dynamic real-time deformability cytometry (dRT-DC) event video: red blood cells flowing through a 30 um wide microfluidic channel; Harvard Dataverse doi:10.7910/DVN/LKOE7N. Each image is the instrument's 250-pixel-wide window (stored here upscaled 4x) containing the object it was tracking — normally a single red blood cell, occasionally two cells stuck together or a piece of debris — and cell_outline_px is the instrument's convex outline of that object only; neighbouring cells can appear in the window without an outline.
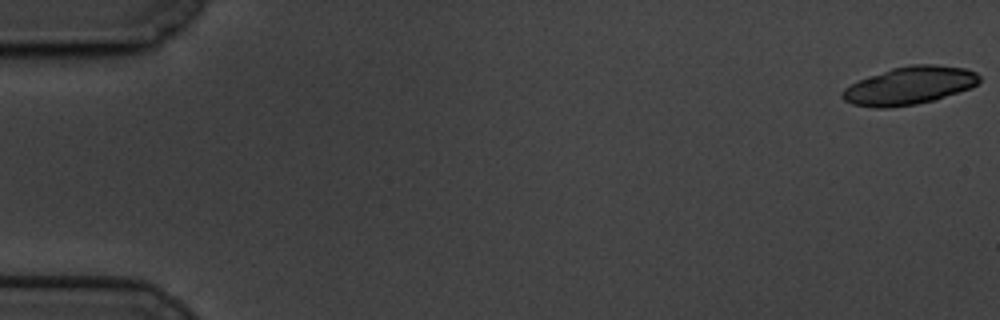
{"species": "common noctule bat (a hibernating species)", "species_latin": "Nyctalus noctula", "temperature_condition": "cold", "stored_images_in_passage": 28, "camera_frame_rate_fps": 3000, "um_per_image_px": 0.085, "animal": {"sex": "male", "body_mass_g": 19.5, "forearm_length_mm": 54.6}, "frame": {"image": 1, "passage_image": 1, "time_ms": 0.0, "image_size_px": [1000, 320], "cell_outline_px": [[980, 80], [972, 88], [936, 100], [916, 104], [888, 108], [876, 108], [852, 104], [844, 100], [840, 96], [840, 92], [844, 88], [868, 76], [892, 68], [912, 64], [932, 64], [964, 68], [976, 72], [980, 76]], "centroid_in_image_um": [77.31, 7.28], "position_along_channel_um": 7.7, "area_um2": 30.4}}